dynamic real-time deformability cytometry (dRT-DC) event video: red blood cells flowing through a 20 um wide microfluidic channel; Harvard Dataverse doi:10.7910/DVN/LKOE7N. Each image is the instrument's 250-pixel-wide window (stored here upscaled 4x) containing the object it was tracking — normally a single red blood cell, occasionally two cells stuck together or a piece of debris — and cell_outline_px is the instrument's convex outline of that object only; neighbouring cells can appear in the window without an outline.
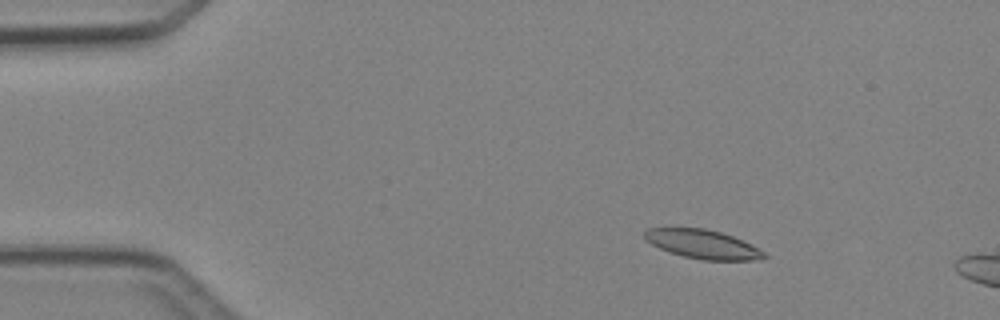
{"species": "Egyptian fruit bat (a non-hibernating species)", "species_latin": "Rousettus aegyptiacus", "temperature_condition": "cold", "stored_images_in_passage": 3, "camera_frame_rate_fps": 3000, "um_per_image_px": 0.085, "animal": {"sex": "female"}, "frame": {"image": 1, "passage_image": 2, "time_ms": 1.0, "image_size_px": [1000, 320], "cell_outline_px": [[768, 256], [764, 260], [704, 260], [684, 256], [660, 248], [652, 244], [644, 236], [644, 232], [648, 228], [704, 228], [720, 232], [732, 236], [764, 252]], "centroid_in_image_um": [59.75, 20.76], "position_along_channel_um": 25.3, "area_um2": 19.71}}